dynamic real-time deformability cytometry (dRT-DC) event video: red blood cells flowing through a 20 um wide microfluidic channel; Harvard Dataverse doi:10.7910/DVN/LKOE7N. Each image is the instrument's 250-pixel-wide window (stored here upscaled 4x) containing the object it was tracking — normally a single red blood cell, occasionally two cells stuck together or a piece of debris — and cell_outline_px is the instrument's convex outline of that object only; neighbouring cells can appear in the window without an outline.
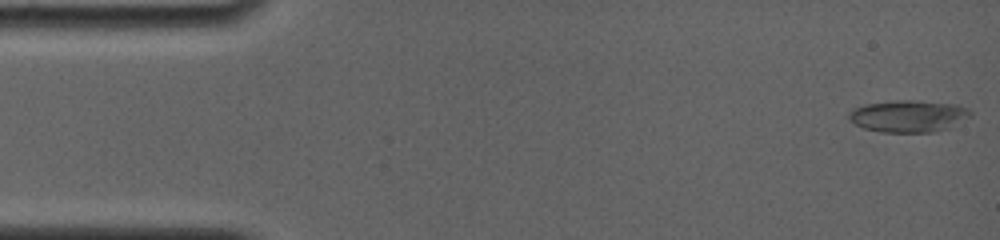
{"species": "common noctule bat (a hibernating species)", "species_latin": "Nyctalus noctula", "temperature_condition": "room temperature", "stored_images_in_passage": 54, "camera_frame_rate_fps": 4000, "um_per_image_px": 0.085, "animal": {"sex": "female", "body_mass_g": 19.0, "forearm_length_mm": 56.7}, "frame": {"image": 1, "passage_image": 1, "time_ms": 0.0, "image_size_px": [1000, 240], "cell_outline_px": [[972, 116], [952, 128], [932, 132], [880, 132], [864, 128], [848, 120], [848, 116], [856, 108], [868, 104], [896, 100], [912, 100], [948, 104], [964, 108], [972, 112]], "centroid_in_image_um": [77.24, 9.89], "position_along_channel_um": 7.8, "area_um2": 22.37}}
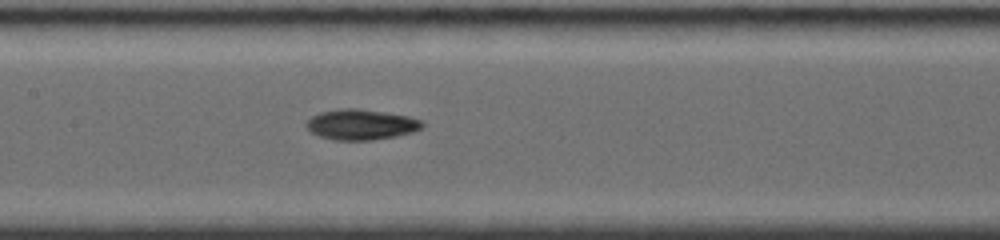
{"frame": {"image": 2, "passage_image": 24, "time_ms": 7.5, "image_size_px": [1000, 240], "cell_outline_px": [[424, 124], [420, 128], [412, 132], [396, 136], [372, 140], [336, 140], [320, 136], [312, 132], [304, 124], [312, 116], [320, 112], [344, 108], [356, 108], [408, 116], [420, 120]], "centroid_in_image_um": [30.67, 10.59], "position_along_channel_um": 176.7, "area_um2": 20.29}}
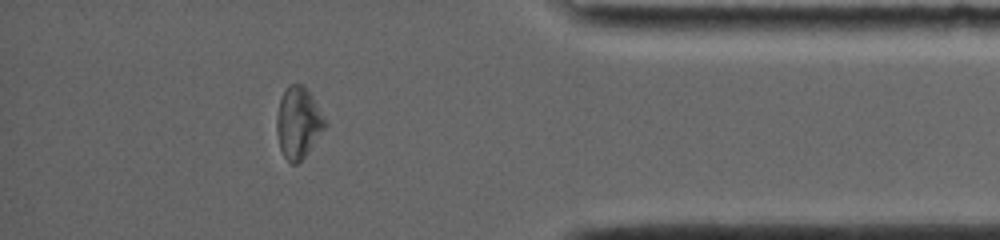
{"frame": {"image": 3, "passage_image": 47, "time_ms": 14.0, "image_size_px": [1000, 240], "cell_outline_px": [[328, 124], [304, 156], [296, 164], [292, 164], [284, 156], [280, 148], [276, 132], [276, 116], [280, 100], [284, 92], [292, 84], [300, 84], [308, 92]], "centroid_in_image_um": [25.33, 10.46], "position_along_channel_um": 409.9, "area_um2": 19.42}, "authors_computed_cell_mechanics": {"area_um2": 19.8543, "velocity_mm_per_s": 3.8507, "shape_relaxation_time_tau1_ms": 3.7062, "shape_relaxation_time_tau2_ms": 6.1201, "deformation_change_tau1": 0.1581, "deformation_change_tau2": 0.1281}}